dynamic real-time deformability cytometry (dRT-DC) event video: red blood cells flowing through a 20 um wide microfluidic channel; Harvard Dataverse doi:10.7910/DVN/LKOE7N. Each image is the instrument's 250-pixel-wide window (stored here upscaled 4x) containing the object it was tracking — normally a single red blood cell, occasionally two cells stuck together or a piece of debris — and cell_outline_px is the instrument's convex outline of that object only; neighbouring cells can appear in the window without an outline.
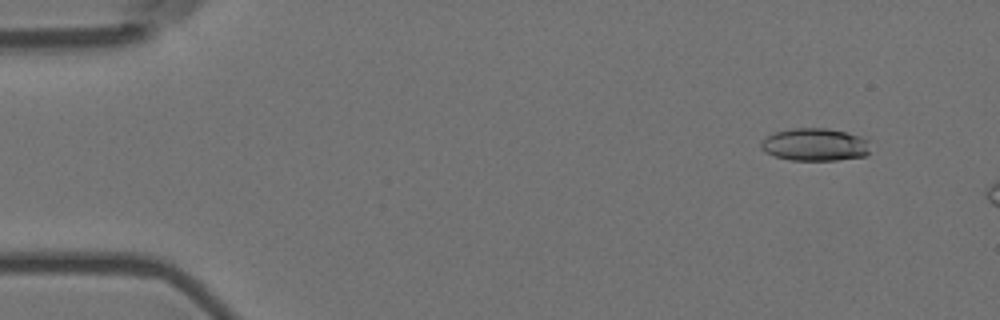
{"species": "Egyptian fruit bat (a non-hibernating species)", "species_latin": "Rousettus aegyptiacus", "temperature_condition": "room temperature", "stored_images_in_passage": 11, "camera_frame_rate_fps": 3000, "um_per_image_px": 0.085, "animal": {"sex": "female"}, "frame": {"image": 1, "passage_image": 5, "time_ms": 1.333, "image_size_px": [1000, 320], "cell_outline_px": [[868, 152], [864, 156], [836, 160], [792, 160], [776, 156], [764, 152], [760, 148], [760, 144], [772, 132], [792, 128], [824, 128], [844, 132], [860, 136], [868, 140]], "centroid_in_image_um": [69.23, 12.29], "position_along_channel_um": 15.8, "area_um2": 20.63}}